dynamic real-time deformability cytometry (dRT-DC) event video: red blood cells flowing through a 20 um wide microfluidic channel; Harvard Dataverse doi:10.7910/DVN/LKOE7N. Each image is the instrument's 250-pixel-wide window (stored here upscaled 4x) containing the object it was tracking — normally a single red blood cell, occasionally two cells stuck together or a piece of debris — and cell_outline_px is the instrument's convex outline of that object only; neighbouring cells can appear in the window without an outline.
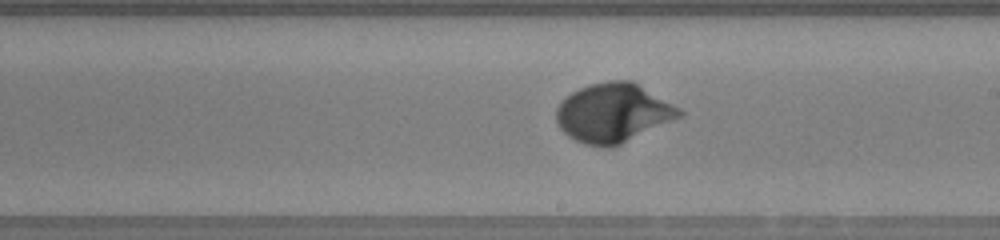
{"species": "human", "species_latin": "Homo sapiens", "temperature_condition": "warm", "stored_images_in_passage": 48, "camera_frame_rate_fps": 3000, "um_per_image_px": 0.085, "donor": {"sex": "female"}, "frame": {"image": 1, "passage_image": 27, "time_ms": 8.667, "image_size_px": [1000, 240], "cell_outline_px": [[684, 116], [612, 148], [604, 148], [584, 144], [568, 136], [560, 128], [556, 120], [556, 108], [572, 92], [580, 88], [592, 84], [608, 80], [632, 80], [680, 108], [684, 112]], "centroid_in_image_um": [52.15, 9.61], "position_along_channel_um": 236.8, "area_um2": 42.37}}
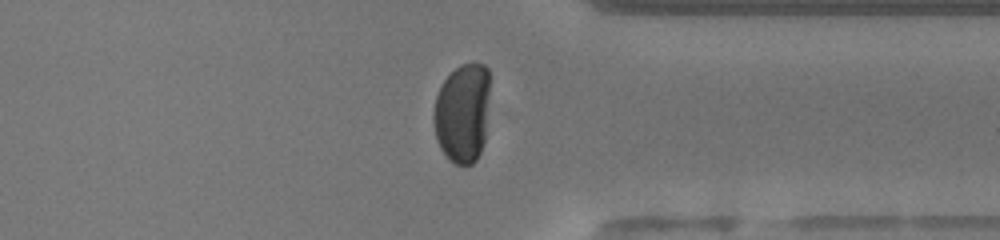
{"frame": {"image": 2, "passage_image": 37, "time_ms": 12.0, "image_size_px": [1000, 240], "cell_outline_px": [[488, 96], [484, 140], [480, 152], [476, 160], [472, 164], [464, 168], [452, 164], [448, 160], [440, 148], [436, 140], [432, 120], [432, 112], [436, 96], [444, 80], [460, 64], [484, 64], [488, 68]], "centroid_in_image_um": [39.27, 9.67], "position_along_channel_um": 372.1, "area_um2": 32.89}}
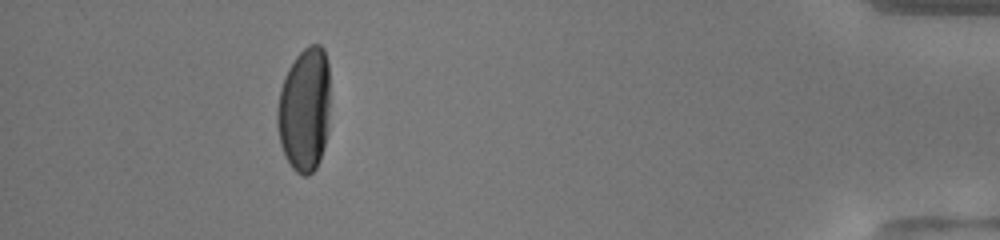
{"frame": {"image": 3, "passage_image": 44, "time_ms": 14.333, "image_size_px": [1000, 240], "cell_outline_px": [[328, 132], [320, 160], [316, 168], [308, 176], [304, 176], [296, 172], [292, 168], [280, 144], [276, 124], [276, 112], [280, 88], [284, 76], [288, 68], [296, 56], [308, 44], [320, 44], [324, 48], [328, 60]], "centroid_in_image_um": [25.87, 9.3], "position_along_channel_um": 409.3, "area_um2": 38.61}, "authors_computed_cell_mechanics": {"area_um2": 38.6971, "velocity_mm_per_s": 4.1636, "shape_relaxation_time_tau1_ms": 2.5669, "shape_relaxation_time_tau2_ms": null, "deformation_change_tau1": 0.1786, "deformation_change_tau2": null}}